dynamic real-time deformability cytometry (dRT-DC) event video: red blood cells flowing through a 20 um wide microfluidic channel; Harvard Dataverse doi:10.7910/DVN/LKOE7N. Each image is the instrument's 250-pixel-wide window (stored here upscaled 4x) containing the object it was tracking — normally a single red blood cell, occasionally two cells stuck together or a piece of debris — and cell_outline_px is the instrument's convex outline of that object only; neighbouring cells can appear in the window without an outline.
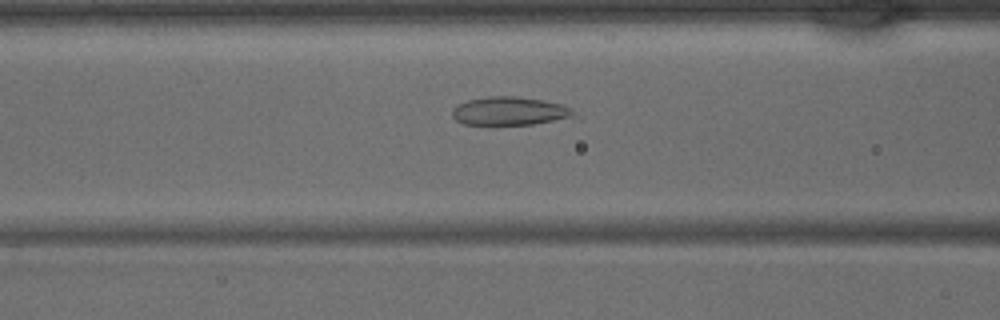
{"species": "common noctule bat (a hibernating species)", "species_latin": "Nyctalus noctula", "temperature_condition": "warm", "stored_images_in_passage": 37, "camera_frame_rate_fps": 3000, "um_per_image_px": 0.085, "animal": {"sex": "male", "body_mass_g": 15.6}, "frame": {"image": 1, "passage_image": 12, "time_ms": 3.667, "image_size_px": [1000, 320], "cell_outline_px": [[572, 116], [532, 124], [464, 124], [456, 120], [452, 116], [452, 108], [468, 100], [488, 96], [516, 96], [544, 100], [560, 104], [572, 108]], "centroid_in_image_um": [43.25, 9.42], "position_along_channel_um": 123.3, "area_um2": 19.65}}
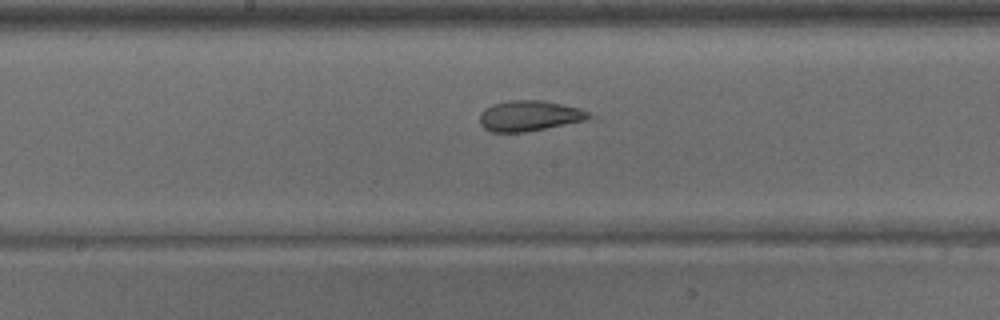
{"frame": {"image": 2, "passage_image": 17, "time_ms": 5.333, "image_size_px": [1000, 320], "cell_outline_px": [[600, 120], [524, 132], [492, 132], [484, 128], [480, 124], [480, 112], [484, 108], [492, 104], [508, 100], [544, 100], [580, 108], [600, 116]], "centroid_in_image_um": [45.19, 9.85], "position_along_channel_um": 203.0, "area_um2": 20.52}}
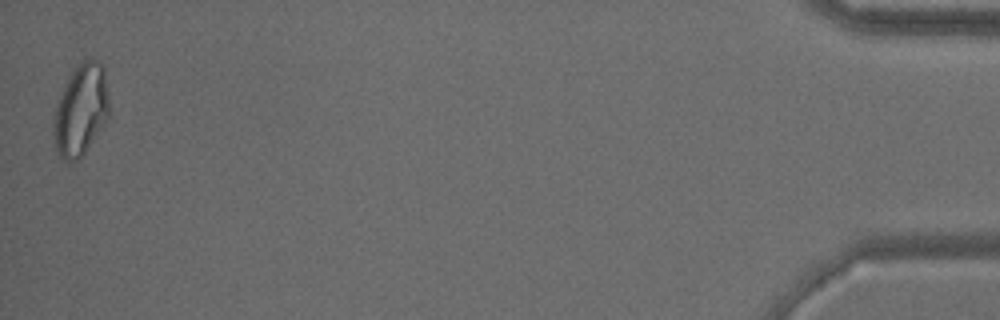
{"frame": {"image": 3, "passage_image": 37, "time_ms": 12.0, "image_size_px": [1000, 320], "cell_outline_px": [[108, 120], [84, 152], [72, 164], [68, 164], [56, 152], [52, 124], [52, 116], [60, 96], [72, 72], [80, 60], [88, 56], [92, 56], [104, 64], [108, 96]], "centroid_in_image_um": [6.87, 9.32], "position_along_channel_um": 428.3, "area_um2": 30.0}}